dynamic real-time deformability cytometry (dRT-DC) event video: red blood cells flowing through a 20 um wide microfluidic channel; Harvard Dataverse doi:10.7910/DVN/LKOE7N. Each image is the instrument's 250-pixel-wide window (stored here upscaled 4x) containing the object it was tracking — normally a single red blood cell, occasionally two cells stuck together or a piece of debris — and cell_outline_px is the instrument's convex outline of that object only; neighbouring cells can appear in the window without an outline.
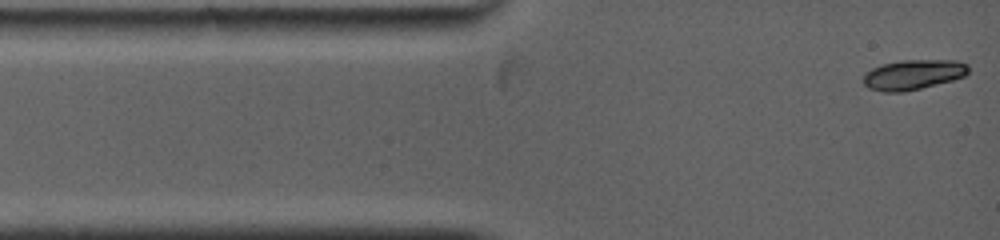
{"species": "common noctule bat (a hibernating species)", "species_latin": "Nyctalus noctula", "temperature_condition": "warm", "stored_images_in_passage": 35, "camera_frame_rate_fps": 5000, "um_per_image_px": 0.085, "animal": {"sex": "female", "body_mass_g": 19.0, "forearm_length_mm": 53.3}, "frame": {"image": 1, "passage_image": 1, "time_ms": 0.0, "image_size_px": [1000, 240], "cell_outline_px": [[968, 72], [964, 76], [952, 80], [904, 92], [884, 92], [868, 88], [864, 84], [864, 72], [872, 68], [884, 64], [904, 60], [956, 60], [968, 64]], "centroid_in_image_um": [77.61, 6.34], "position_along_channel_um": 7.4, "area_um2": 18.26}}
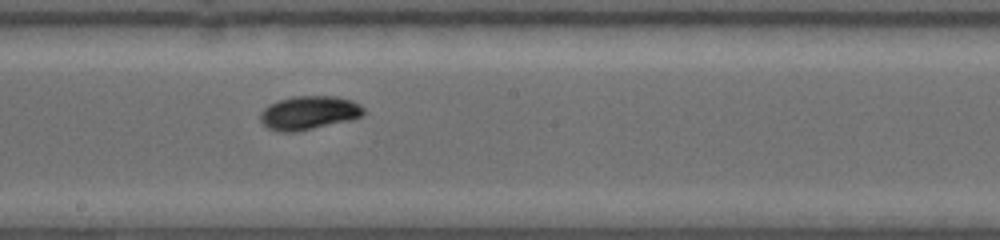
{"frame": {"image": 2, "passage_image": 16, "time_ms": 6.6, "image_size_px": [1000, 240], "cell_outline_px": [[364, 116], [352, 120], [296, 132], [276, 132], [268, 128], [260, 120], [260, 112], [268, 104], [292, 96], [336, 96], [352, 100], [360, 104], [364, 108]], "centroid_in_image_um": [26.27, 9.59], "position_along_channel_um": 221.9, "area_um2": 20.58}}
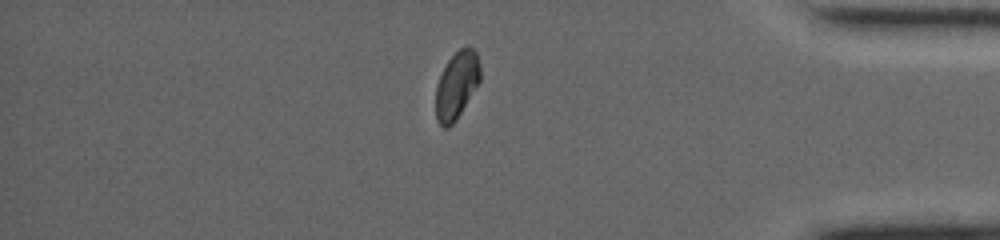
{"frame": {"image": 3, "passage_image": 30, "time_ms": 11.8, "image_size_px": [1000, 240], "cell_outline_px": [[480, 80], [456, 120], [448, 128], [444, 128], [436, 120], [436, 84], [448, 60], [460, 48], [468, 44], [476, 52], [480, 68]], "centroid_in_image_um": [38.81, 7.23], "position_along_channel_um": 396.4, "area_um2": 17.28}, "authors_computed_cell_mechanics": {"area_um2": 19.0162, "velocity_mm_per_s": 3.9469, "shape_relaxation_time_tau1_ms": 3.5958, "shape_relaxation_time_tau2_ms": null, "deformation_change_tau1": 0.1364, "deformation_change_tau2": null}}